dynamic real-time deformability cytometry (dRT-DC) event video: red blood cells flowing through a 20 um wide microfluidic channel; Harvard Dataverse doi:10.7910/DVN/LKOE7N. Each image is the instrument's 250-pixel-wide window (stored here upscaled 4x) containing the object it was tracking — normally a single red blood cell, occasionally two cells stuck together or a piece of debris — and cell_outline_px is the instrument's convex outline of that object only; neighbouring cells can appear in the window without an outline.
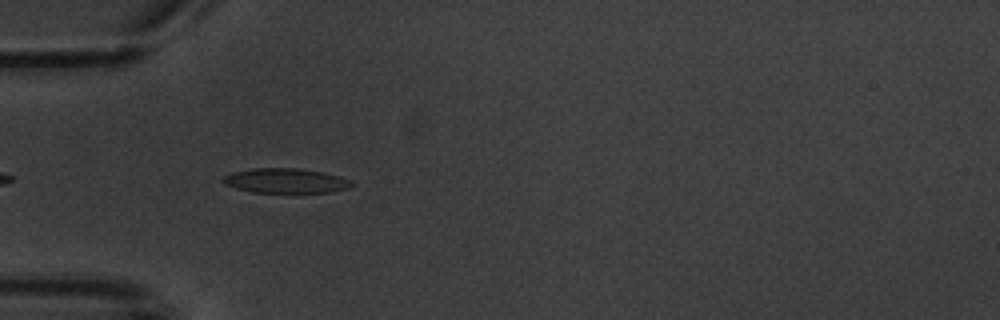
{"species": "common noctule bat (a hibernating species)", "species_latin": "Nyctalus noctula", "temperature_condition": "warm", "stored_images_in_passage": 8, "camera_frame_rate_fps": 3000, "um_per_image_px": 0.085, "animal": {"sex": "male", "body_mass_g": 20.1, "forearm_length_mm": 53.5}, "frame": {"image": 1, "passage_image": 5, "time_ms": 4.667, "image_size_px": [1000, 320], "cell_outline_px": [[356, 184], [348, 188], [328, 192], [252, 192], [236, 188], [224, 184], [220, 180], [224, 176], [232, 172], [252, 168], [296, 168], [324, 172], [352, 180]], "centroid_in_image_um": [24.27, 15.35], "position_along_channel_um": 60.7, "area_um2": 18.55}}
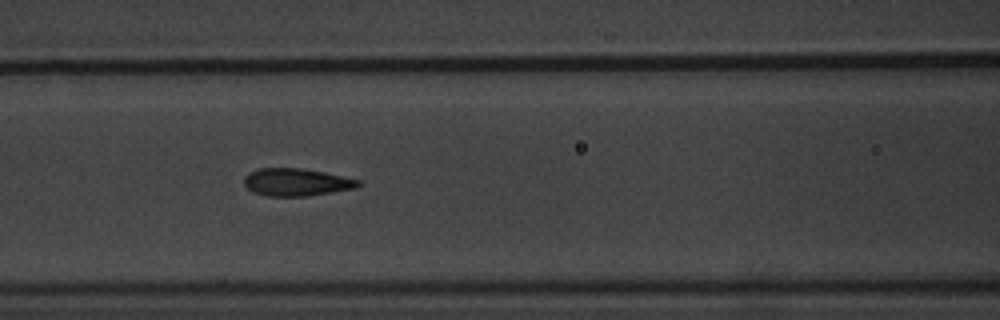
{"frame": {"image": 2, "passage_image": 7, "time_ms": 7.0, "image_size_px": [1000, 320], "cell_outline_px": [[364, 180], [356, 188], [332, 192], [304, 196], [264, 196], [252, 192], [244, 184], [244, 176], [248, 172], [256, 168], [300, 168], [324, 172]], "centroid_in_image_um": [25.18, 15.48], "position_along_channel_um": 141.4, "area_um2": 18.55}}
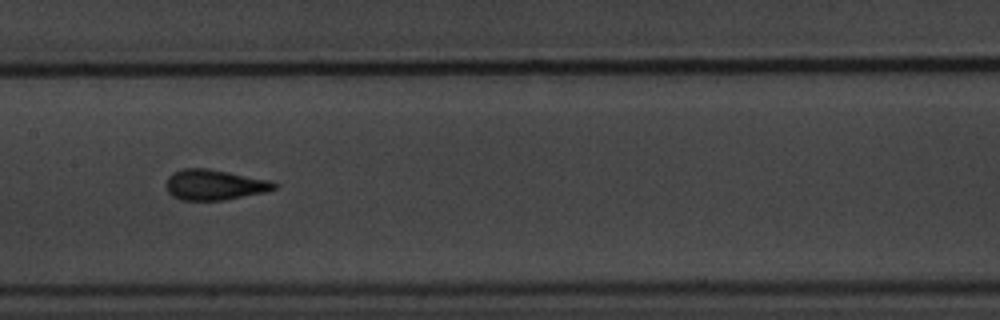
{"frame": {"image": 3, "passage_image": 8, "time_ms": 8.333, "image_size_px": [1000, 320], "cell_outline_px": [[280, 184], [276, 188], [264, 192], [224, 200], [180, 200], [172, 196], [168, 192], [164, 184], [168, 176], [172, 172], [184, 168], [208, 168], [268, 180]], "centroid_in_image_um": [18.17, 15.7], "position_along_channel_um": 189.2, "area_um2": 19.25}}